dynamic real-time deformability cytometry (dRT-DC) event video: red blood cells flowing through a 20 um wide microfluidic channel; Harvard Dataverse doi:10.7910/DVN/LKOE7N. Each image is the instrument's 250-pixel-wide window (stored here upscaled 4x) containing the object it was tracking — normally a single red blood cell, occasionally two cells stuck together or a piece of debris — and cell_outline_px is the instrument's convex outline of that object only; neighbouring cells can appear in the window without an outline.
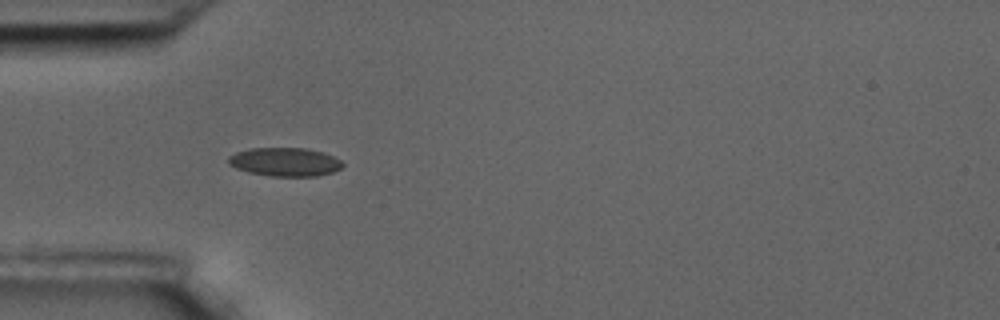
{"species": "common noctule bat (a hibernating species)", "species_latin": "Nyctalus noctula", "temperature_condition": "room temperature", "stored_images_in_passage": 5, "camera_frame_rate_fps": 3000, "um_per_image_px": 0.085, "animal": {"sex": "male", "body_mass_g": 17.5, "forearm_length_mm": 52.3}, "frame": {"image": 1, "passage_image": 4, "time_ms": 1.0, "image_size_px": [1000, 320], "cell_outline_px": [[344, 164], [340, 168], [332, 172], [316, 176], [272, 176], [248, 172], [236, 168], [228, 164], [228, 156], [236, 152], [248, 148], [304, 148], [324, 152], [340, 160]], "centroid_in_image_um": [24.19, 13.76], "position_along_channel_um": 60.8, "area_um2": 19.02}}